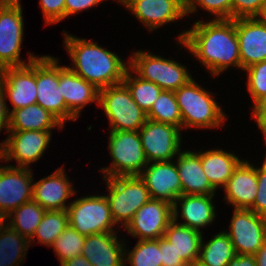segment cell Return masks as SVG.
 I'll return each instance as SVG.
<instances>
[{
	"label": "cell",
	"mask_w": 266,
	"mask_h": 266,
	"mask_svg": "<svg viewBox=\"0 0 266 266\" xmlns=\"http://www.w3.org/2000/svg\"><path fill=\"white\" fill-rule=\"evenodd\" d=\"M103 0H66L65 1V18L72 14L79 13L84 9H88L99 5Z\"/></svg>",
	"instance_id": "cell-44"
},
{
	"label": "cell",
	"mask_w": 266,
	"mask_h": 266,
	"mask_svg": "<svg viewBox=\"0 0 266 266\" xmlns=\"http://www.w3.org/2000/svg\"><path fill=\"white\" fill-rule=\"evenodd\" d=\"M61 266H93L83 255L64 261Z\"/></svg>",
	"instance_id": "cell-47"
},
{
	"label": "cell",
	"mask_w": 266,
	"mask_h": 266,
	"mask_svg": "<svg viewBox=\"0 0 266 266\" xmlns=\"http://www.w3.org/2000/svg\"><path fill=\"white\" fill-rule=\"evenodd\" d=\"M236 32L242 70L266 60V26L264 24L256 17L237 18Z\"/></svg>",
	"instance_id": "cell-19"
},
{
	"label": "cell",
	"mask_w": 266,
	"mask_h": 266,
	"mask_svg": "<svg viewBox=\"0 0 266 266\" xmlns=\"http://www.w3.org/2000/svg\"><path fill=\"white\" fill-rule=\"evenodd\" d=\"M125 256L131 266H162L159 239L138 240L133 250H125Z\"/></svg>",
	"instance_id": "cell-35"
},
{
	"label": "cell",
	"mask_w": 266,
	"mask_h": 266,
	"mask_svg": "<svg viewBox=\"0 0 266 266\" xmlns=\"http://www.w3.org/2000/svg\"><path fill=\"white\" fill-rule=\"evenodd\" d=\"M180 128L147 119L138 130L148 163L173 160L180 153Z\"/></svg>",
	"instance_id": "cell-11"
},
{
	"label": "cell",
	"mask_w": 266,
	"mask_h": 266,
	"mask_svg": "<svg viewBox=\"0 0 266 266\" xmlns=\"http://www.w3.org/2000/svg\"><path fill=\"white\" fill-rule=\"evenodd\" d=\"M2 166V167H1ZM30 168L0 165V209L10 214L32 201L33 174Z\"/></svg>",
	"instance_id": "cell-17"
},
{
	"label": "cell",
	"mask_w": 266,
	"mask_h": 266,
	"mask_svg": "<svg viewBox=\"0 0 266 266\" xmlns=\"http://www.w3.org/2000/svg\"><path fill=\"white\" fill-rule=\"evenodd\" d=\"M237 255L230 237L223 232L215 234L206 244L200 246L199 259L196 266H228L231 259Z\"/></svg>",
	"instance_id": "cell-29"
},
{
	"label": "cell",
	"mask_w": 266,
	"mask_h": 266,
	"mask_svg": "<svg viewBox=\"0 0 266 266\" xmlns=\"http://www.w3.org/2000/svg\"><path fill=\"white\" fill-rule=\"evenodd\" d=\"M36 58L30 53L28 65L0 70V85L14 106L12 111L36 104Z\"/></svg>",
	"instance_id": "cell-14"
},
{
	"label": "cell",
	"mask_w": 266,
	"mask_h": 266,
	"mask_svg": "<svg viewBox=\"0 0 266 266\" xmlns=\"http://www.w3.org/2000/svg\"><path fill=\"white\" fill-rule=\"evenodd\" d=\"M186 5H188L192 0H182Z\"/></svg>",
	"instance_id": "cell-51"
},
{
	"label": "cell",
	"mask_w": 266,
	"mask_h": 266,
	"mask_svg": "<svg viewBox=\"0 0 266 266\" xmlns=\"http://www.w3.org/2000/svg\"><path fill=\"white\" fill-rule=\"evenodd\" d=\"M5 95L0 85V132L2 128H5L6 132H9V108L5 102Z\"/></svg>",
	"instance_id": "cell-45"
},
{
	"label": "cell",
	"mask_w": 266,
	"mask_h": 266,
	"mask_svg": "<svg viewBox=\"0 0 266 266\" xmlns=\"http://www.w3.org/2000/svg\"><path fill=\"white\" fill-rule=\"evenodd\" d=\"M198 153L201 157L203 171L215 189L224 187L234 170L243 161L235 154L220 149Z\"/></svg>",
	"instance_id": "cell-27"
},
{
	"label": "cell",
	"mask_w": 266,
	"mask_h": 266,
	"mask_svg": "<svg viewBox=\"0 0 266 266\" xmlns=\"http://www.w3.org/2000/svg\"><path fill=\"white\" fill-rule=\"evenodd\" d=\"M212 195H180L173 204V220L178 222V205L181 206V217L185 220L178 223L188 226L194 230L201 231L200 228L210 225L215 216V206Z\"/></svg>",
	"instance_id": "cell-25"
},
{
	"label": "cell",
	"mask_w": 266,
	"mask_h": 266,
	"mask_svg": "<svg viewBox=\"0 0 266 266\" xmlns=\"http://www.w3.org/2000/svg\"><path fill=\"white\" fill-rule=\"evenodd\" d=\"M69 226L88 236L97 233L115 232L108 200L104 195L78 198L67 207Z\"/></svg>",
	"instance_id": "cell-8"
},
{
	"label": "cell",
	"mask_w": 266,
	"mask_h": 266,
	"mask_svg": "<svg viewBox=\"0 0 266 266\" xmlns=\"http://www.w3.org/2000/svg\"><path fill=\"white\" fill-rule=\"evenodd\" d=\"M182 118V128H216L225 121L223 110L213 95L193 78L174 91Z\"/></svg>",
	"instance_id": "cell-3"
},
{
	"label": "cell",
	"mask_w": 266,
	"mask_h": 266,
	"mask_svg": "<svg viewBox=\"0 0 266 266\" xmlns=\"http://www.w3.org/2000/svg\"><path fill=\"white\" fill-rule=\"evenodd\" d=\"M9 136L0 143V159H14L16 167L29 168V164L41 158L51 140V131H9Z\"/></svg>",
	"instance_id": "cell-12"
},
{
	"label": "cell",
	"mask_w": 266,
	"mask_h": 266,
	"mask_svg": "<svg viewBox=\"0 0 266 266\" xmlns=\"http://www.w3.org/2000/svg\"><path fill=\"white\" fill-rule=\"evenodd\" d=\"M59 85L67 109L77 119L84 106L94 101L99 103V89L70 70L68 66H59Z\"/></svg>",
	"instance_id": "cell-23"
},
{
	"label": "cell",
	"mask_w": 266,
	"mask_h": 266,
	"mask_svg": "<svg viewBox=\"0 0 266 266\" xmlns=\"http://www.w3.org/2000/svg\"><path fill=\"white\" fill-rule=\"evenodd\" d=\"M162 266H188L176 253L172 244L164 237L159 238Z\"/></svg>",
	"instance_id": "cell-42"
},
{
	"label": "cell",
	"mask_w": 266,
	"mask_h": 266,
	"mask_svg": "<svg viewBox=\"0 0 266 266\" xmlns=\"http://www.w3.org/2000/svg\"><path fill=\"white\" fill-rule=\"evenodd\" d=\"M266 0H232V19L256 17Z\"/></svg>",
	"instance_id": "cell-39"
},
{
	"label": "cell",
	"mask_w": 266,
	"mask_h": 266,
	"mask_svg": "<svg viewBox=\"0 0 266 266\" xmlns=\"http://www.w3.org/2000/svg\"><path fill=\"white\" fill-rule=\"evenodd\" d=\"M257 183L256 199L249 210L266 217V159L263 165L257 168Z\"/></svg>",
	"instance_id": "cell-40"
},
{
	"label": "cell",
	"mask_w": 266,
	"mask_h": 266,
	"mask_svg": "<svg viewBox=\"0 0 266 266\" xmlns=\"http://www.w3.org/2000/svg\"><path fill=\"white\" fill-rule=\"evenodd\" d=\"M147 119L171 124L176 127L182 128V118L176 97L173 91L163 90L152 108L147 113Z\"/></svg>",
	"instance_id": "cell-34"
},
{
	"label": "cell",
	"mask_w": 266,
	"mask_h": 266,
	"mask_svg": "<svg viewBox=\"0 0 266 266\" xmlns=\"http://www.w3.org/2000/svg\"><path fill=\"white\" fill-rule=\"evenodd\" d=\"M74 194L75 190L64 169L58 168L53 174L33 184L32 200L46 211L67 210L69 205L65 204L66 199Z\"/></svg>",
	"instance_id": "cell-21"
},
{
	"label": "cell",
	"mask_w": 266,
	"mask_h": 266,
	"mask_svg": "<svg viewBox=\"0 0 266 266\" xmlns=\"http://www.w3.org/2000/svg\"><path fill=\"white\" fill-rule=\"evenodd\" d=\"M197 6L213 13L216 17L215 20L232 19V0H192L187 5V14L194 13Z\"/></svg>",
	"instance_id": "cell-38"
},
{
	"label": "cell",
	"mask_w": 266,
	"mask_h": 266,
	"mask_svg": "<svg viewBox=\"0 0 266 266\" xmlns=\"http://www.w3.org/2000/svg\"><path fill=\"white\" fill-rule=\"evenodd\" d=\"M223 188L228 204L235 209L249 210L257 195V168L243 160Z\"/></svg>",
	"instance_id": "cell-22"
},
{
	"label": "cell",
	"mask_w": 266,
	"mask_h": 266,
	"mask_svg": "<svg viewBox=\"0 0 266 266\" xmlns=\"http://www.w3.org/2000/svg\"><path fill=\"white\" fill-rule=\"evenodd\" d=\"M136 16L149 31L187 15L182 0H117Z\"/></svg>",
	"instance_id": "cell-16"
},
{
	"label": "cell",
	"mask_w": 266,
	"mask_h": 266,
	"mask_svg": "<svg viewBox=\"0 0 266 266\" xmlns=\"http://www.w3.org/2000/svg\"><path fill=\"white\" fill-rule=\"evenodd\" d=\"M20 0H0V70L28 65L20 58L24 21Z\"/></svg>",
	"instance_id": "cell-9"
},
{
	"label": "cell",
	"mask_w": 266,
	"mask_h": 266,
	"mask_svg": "<svg viewBox=\"0 0 266 266\" xmlns=\"http://www.w3.org/2000/svg\"><path fill=\"white\" fill-rule=\"evenodd\" d=\"M181 180L182 195H212L216 189L205 175L200 154L192 151H180L175 161Z\"/></svg>",
	"instance_id": "cell-24"
},
{
	"label": "cell",
	"mask_w": 266,
	"mask_h": 266,
	"mask_svg": "<svg viewBox=\"0 0 266 266\" xmlns=\"http://www.w3.org/2000/svg\"><path fill=\"white\" fill-rule=\"evenodd\" d=\"M110 167L101 168L104 178L139 175L148 164L138 131H110Z\"/></svg>",
	"instance_id": "cell-7"
},
{
	"label": "cell",
	"mask_w": 266,
	"mask_h": 266,
	"mask_svg": "<svg viewBox=\"0 0 266 266\" xmlns=\"http://www.w3.org/2000/svg\"><path fill=\"white\" fill-rule=\"evenodd\" d=\"M202 236V231L183 226L174 220L164 233V238L172 244L176 253L188 266H196L198 262Z\"/></svg>",
	"instance_id": "cell-28"
},
{
	"label": "cell",
	"mask_w": 266,
	"mask_h": 266,
	"mask_svg": "<svg viewBox=\"0 0 266 266\" xmlns=\"http://www.w3.org/2000/svg\"><path fill=\"white\" fill-rule=\"evenodd\" d=\"M36 103L53 114L63 125L66 120H77L67 109L59 85L58 60L52 56L36 58Z\"/></svg>",
	"instance_id": "cell-10"
},
{
	"label": "cell",
	"mask_w": 266,
	"mask_h": 266,
	"mask_svg": "<svg viewBox=\"0 0 266 266\" xmlns=\"http://www.w3.org/2000/svg\"><path fill=\"white\" fill-rule=\"evenodd\" d=\"M6 220L8 221L9 220V214L7 212H5L4 210H1L0 209V232L2 230H4L8 225L9 223H7L6 225ZM5 223V225H3Z\"/></svg>",
	"instance_id": "cell-49"
},
{
	"label": "cell",
	"mask_w": 266,
	"mask_h": 266,
	"mask_svg": "<svg viewBox=\"0 0 266 266\" xmlns=\"http://www.w3.org/2000/svg\"><path fill=\"white\" fill-rule=\"evenodd\" d=\"M46 210L33 200L22 204L9 214V225L21 235L30 239L40 224ZM12 214H14L13 218Z\"/></svg>",
	"instance_id": "cell-31"
},
{
	"label": "cell",
	"mask_w": 266,
	"mask_h": 266,
	"mask_svg": "<svg viewBox=\"0 0 266 266\" xmlns=\"http://www.w3.org/2000/svg\"><path fill=\"white\" fill-rule=\"evenodd\" d=\"M139 177L144 181L151 199L163 200L173 205L182 194L181 180L175 161L148 163Z\"/></svg>",
	"instance_id": "cell-18"
},
{
	"label": "cell",
	"mask_w": 266,
	"mask_h": 266,
	"mask_svg": "<svg viewBox=\"0 0 266 266\" xmlns=\"http://www.w3.org/2000/svg\"><path fill=\"white\" fill-rule=\"evenodd\" d=\"M133 73L134 72L128 68L123 83L130 90L133 100L143 111L148 113L163 90L155 83L143 80L136 74L132 77Z\"/></svg>",
	"instance_id": "cell-33"
},
{
	"label": "cell",
	"mask_w": 266,
	"mask_h": 266,
	"mask_svg": "<svg viewBox=\"0 0 266 266\" xmlns=\"http://www.w3.org/2000/svg\"><path fill=\"white\" fill-rule=\"evenodd\" d=\"M66 0H39L45 24L58 23L65 19Z\"/></svg>",
	"instance_id": "cell-41"
},
{
	"label": "cell",
	"mask_w": 266,
	"mask_h": 266,
	"mask_svg": "<svg viewBox=\"0 0 266 266\" xmlns=\"http://www.w3.org/2000/svg\"><path fill=\"white\" fill-rule=\"evenodd\" d=\"M117 232L97 233L86 236L82 254L93 266H126L125 248Z\"/></svg>",
	"instance_id": "cell-20"
},
{
	"label": "cell",
	"mask_w": 266,
	"mask_h": 266,
	"mask_svg": "<svg viewBox=\"0 0 266 266\" xmlns=\"http://www.w3.org/2000/svg\"><path fill=\"white\" fill-rule=\"evenodd\" d=\"M65 48L74 67H68L99 90L123 83L129 65L115 53L102 48L94 41L80 39L63 31Z\"/></svg>",
	"instance_id": "cell-2"
},
{
	"label": "cell",
	"mask_w": 266,
	"mask_h": 266,
	"mask_svg": "<svg viewBox=\"0 0 266 266\" xmlns=\"http://www.w3.org/2000/svg\"><path fill=\"white\" fill-rule=\"evenodd\" d=\"M244 70L248 72L247 89L255 104L266 95V60L252 64Z\"/></svg>",
	"instance_id": "cell-37"
},
{
	"label": "cell",
	"mask_w": 266,
	"mask_h": 266,
	"mask_svg": "<svg viewBox=\"0 0 266 266\" xmlns=\"http://www.w3.org/2000/svg\"><path fill=\"white\" fill-rule=\"evenodd\" d=\"M127 65L138 77L155 83L162 90L174 92L192 79L184 65L146 51L135 52Z\"/></svg>",
	"instance_id": "cell-6"
},
{
	"label": "cell",
	"mask_w": 266,
	"mask_h": 266,
	"mask_svg": "<svg viewBox=\"0 0 266 266\" xmlns=\"http://www.w3.org/2000/svg\"><path fill=\"white\" fill-rule=\"evenodd\" d=\"M28 243L27 237L8 225L0 232V266H19L29 248Z\"/></svg>",
	"instance_id": "cell-30"
},
{
	"label": "cell",
	"mask_w": 266,
	"mask_h": 266,
	"mask_svg": "<svg viewBox=\"0 0 266 266\" xmlns=\"http://www.w3.org/2000/svg\"><path fill=\"white\" fill-rule=\"evenodd\" d=\"M68 225L67 210L46 211L33 236L29 239V242L32 244L34 242L33 240L37 237L38 243L51 247L56 238L67 228Z\"/></svg>",
	"instance_id": "cell-32"
},
{
	"label": "cell",
	"mask_w": 266,
	"mask_h": 266,
	"mask_svg": "<svg viewBox=\"0 0 266 266\" xmlns=\"http://www.w3.org/2000/svg\"><path fill=\"white\" fill-rule=\"evenodd\" d=\"M173 221V205L169 202L150 199L141 206L124 230L138 240H157L164 237Z\"/></svg>",
	"instance_id": "cell-15"
},
{
	"label": "cell",
	"mask_w": 266,
	"mask_h": 266,
	"mask_svg": "<svg viewBox=\"0 0 266 266\" xmlns=\"http://www.w3.org/2000/svg\"><path fill=\"white\" fill-rule=\"evenodd\" d=\"M230 237L237 254L255 255L266 240V217L251 210L234 209Z\"/></svg>",
	"instance_id": "cell-13"
},
{
	"label": "cell",
	"mask_w": 266,
	"mask_h": 266,
	"mask_svg": "<svg viewBox=\"0 0 266 266\" xmlns=\"http://www.w3.org/2000/svg\"><path fill=\"white\" fill-rule=\"evenodd\" d=\"M228 266H257V263L254 255L237 254L230 260Z\"/></svg>",
	"instance_id": "cell-46"
},
{
	"label": "cell",
	"mask_w": 266,
	"mask_h": 266,
	"mask_svg": "<svg viewBox=\"0 0 266 266\" xmlns=\"http://www.w3.org/2000/svg\"><path fill=\"white\" fill-rule=\"evenodd\" d=\"M254 256L257 266H266V240Z\"/></svg>",
	"instance_id": "cell-48"
},
{
	"label": "cell",
	"mask_w": 266,
	"mask_h": 266,
	"mask_svg": "<svg viewBox=\"0 0 266 266\" xmlns=\"http://www.w3.org/2000/svg\"><path fill=\"white\" fill-rule=\"evenodd\" d=\"M105 195L115 224L127 226L132 217L146 202L151 199L150 193L139 175L106 177Z\"/></svg>",
	"instance_id": "cell-4"
},
{
	"label": "cell",
	"mask_w": 266,
	"mask_h": 266,
	"mask_svg": "<svg viewBox=\"0 0 266 266\" xmlns=\"http://www.w3.org/2000/svg\"><path fill=\"white\" fill-rule=\"evenodd\" d=\"M178 41L208 68L213 76L231 66L241 69L236 19H213L209 22L198 20L193 28L179 35Z\"/></svg>",
	"instance_id": "cell-1"
},
{
	"label": "cell",
	"mask_w": 266,
	"mask_h": 266,
	"mask_svg": "<svg viewBox=\"0 0 266 266\" xmlns=\"http://www.w3.org/2000/svg\"><path fill=\"white\" fill-rule=\"evenodd\" d=\"M253 118L256 120L259 130L262 131L266 142V95L261 97L252 109Z\"/></svg>",
	"instance_id": "cell-43"
},
{
	"label": "cell",
	"mask_w": 266,
	"mask_h": 266,
	"mask_svg": "<svg viewBox=\"0 0 266 266\" xmlns=\"http://www.w3.org/2000/svg\"><path fill=\"white\" fill-rule=\"evenodd\" d=\"M256 18L266 26V2L264 3V5L261 8V11L259 12V14L256 16Z\"/></svg>",
	"instance_id": "cell-50"
},
{
	"label": "cell",
	"mask_w": 266,
	"mask_h": 266,
	"mask_svg": "<svg viewBox=\"0 0 266 266\" xmlns=\"http://www.w3.org/2000/svg\"><path fill=\"white\" fill-rule=\"evenodd\" d=\"M85 240L86 236L68 225L56 238L51 247H53L61 264L75 256L81 255Z\"/></svg>",
	"instance_id": "cell-36"
},
{
	"label": "cell",
	"mask_w": 266,
	"mask_h": 266,
	"mask_svg": "<svg viewBox=\"0 0 266 266\" xmlns=\"http://www.w3.org/2000/svg\"><path fill=\"white\" fill-rule=\"evenodd\" d=\"M9 131H51L64 125L42 106L32 104L9 112Z\"/></svg>",
	"instance_id": "cell-26"
},
{
	"label": "cell",
	"mask_w": 266,
	"mask_h": 266,
	"mask_svg": "<svg viewBox=\"0 0 266 266\" xmlns=\"http://www.w3.org/2000/svg\"><path fill=\"white\" fill-rule=\"evenodd\" d=\"M98 105L110 121V131H138L147 120L124 83L100 89Z\"/></svg>",
	"instance_id": "cell-5"
}]
</instances>
